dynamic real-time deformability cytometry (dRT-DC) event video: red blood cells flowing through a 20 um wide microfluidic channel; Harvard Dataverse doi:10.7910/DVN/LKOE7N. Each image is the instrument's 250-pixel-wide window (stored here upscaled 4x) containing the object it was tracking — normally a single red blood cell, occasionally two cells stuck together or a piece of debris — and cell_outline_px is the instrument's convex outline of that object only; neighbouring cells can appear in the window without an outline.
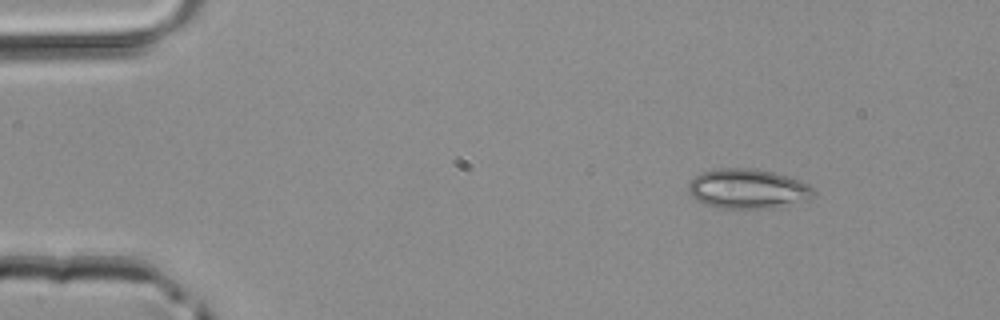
{"species": "common noctule bat (a hibernating species)", "species_latin": "Nyctalus noctula", "temperature_condition": "room temperature", "stored_images_in_passage": 3, "camera_frame_rate_fps": 3000, "um_per_image_px": 0.085, "animal": {"sex": "male", "body_mass_g": 20.4}, "frame": {"image": 1, "passage_image": 1, "time_ms": 0.0, "image_size_px": [1000, 320], "cell_outline_px": [[816, 192], [808, 200], [768, 208], [724, 208], [704, 204], [696, 200], [692, 196], [688, 188], [688, 184], [700, 172], [716, 168], [748, 168], [772, 172], [788, 176], [800, 180], [808, 184]], "centroid_in_image_um": [63.55, 16.04], "position_along_channel_um": 21.5, "area_um2": 28.78}}